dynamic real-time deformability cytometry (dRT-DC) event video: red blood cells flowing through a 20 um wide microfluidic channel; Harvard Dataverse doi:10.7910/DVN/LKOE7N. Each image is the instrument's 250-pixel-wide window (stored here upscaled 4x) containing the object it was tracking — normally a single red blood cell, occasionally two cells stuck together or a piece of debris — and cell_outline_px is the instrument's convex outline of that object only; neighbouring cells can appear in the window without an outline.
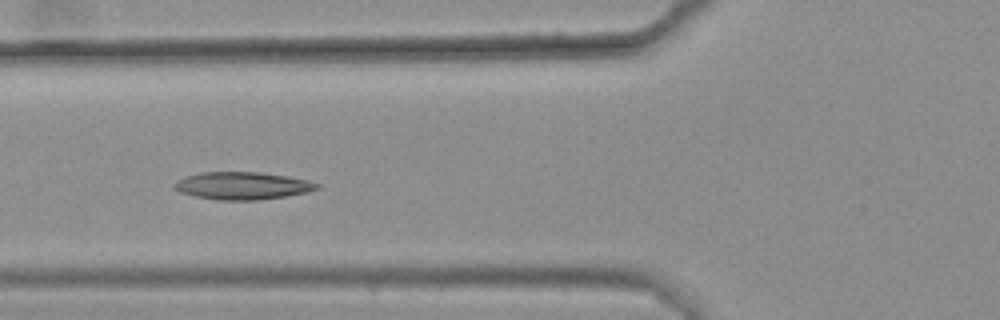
{"species": "common noctule bat (a hibernating species)", "species_latin": "Nyctalus noctula", "temperature_condition": "warm", "stored_images_in_passage": 8, "camera_frame_rate_fps": 3000, "um_per_image_px": 0.085, "animal": {"sex": "female", "body_mass_g": 25.1}, "frame": {"image": 1, "passage_image": 7, "time_ms": 2.0, "image_size_px": [1000, 320], "cell_outline_px": [[320, 188], [308, 192], [288, 196], [260, 200], [216, 200], [196, 196], [180, 192], [172, 188], [172, 184], [176, 180], [200, 172], [260, 172], [288, 176], [308, 180], [320, 184]], "centroid_in_image_um": [20.62, 15.79], "position_along_channel_um": 105.2, "area_um2": 23.12}}
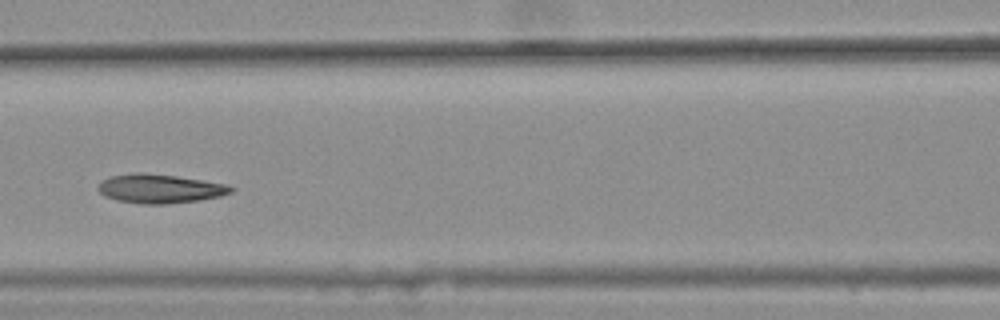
{"frame": {"image": 2, "passage_image": 8, "time_ms": 2.333, "image_size_px": [1000, 320], "cell_outline_px": [[236, 188], [232, 192], [220, 196], [200, 200], [164, 204], [144, 204], [116, 200], [104, 196], [96, 188], [100, 180], [112, 176], [136, 172], [140, 172], [176, 176], [228, 184]], "centroid_in_image_um": [13.58, 16.03], "position_along_channel_um": 153.0, "area_um2": 22.54}}